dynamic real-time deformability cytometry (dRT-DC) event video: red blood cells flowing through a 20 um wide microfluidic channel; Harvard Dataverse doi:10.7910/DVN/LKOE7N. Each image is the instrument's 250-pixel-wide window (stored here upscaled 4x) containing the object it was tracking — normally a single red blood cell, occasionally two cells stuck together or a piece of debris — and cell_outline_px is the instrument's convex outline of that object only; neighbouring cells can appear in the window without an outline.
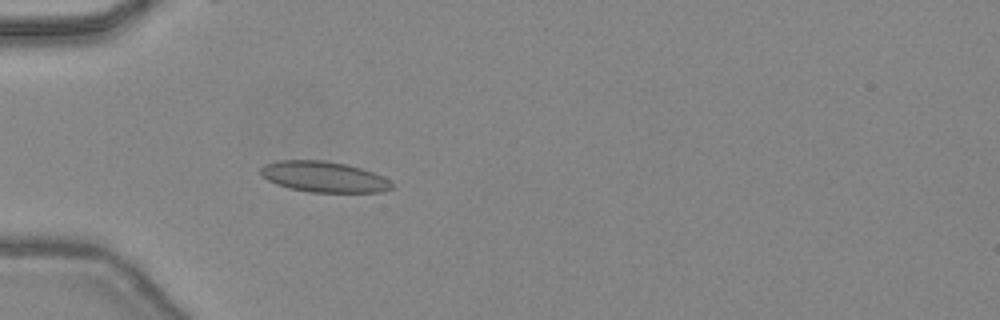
{"species": "common noctule bat (a hibernating species)", "species_latin": "Nyctalus noctula", "temperature_condition": "warm", "stored_images_in_passage": 47, "camera_frame_rate_fps": 3000, "um_per_image_px": 0.085, "animal": {"sex": "female", "body_mass_g": 24.6, "forearm_length_mm": 56.2}, "frame": {"image": 1, "passage_image": 16, "time_ms": 5.0, "image_size_px": [1000, 320], "cell_outline_px": [[392, 188], [380, 192], [308, 192], [288, 188], [276, 184], [268, 180], [260, 172], [260, 168], [264, 164], [280, 160], [324, 160], [348, 164], [372, 172], [388, 180], [392, 184]], "centroid_in_image_um": [27.49, 15.02], "position_along_channel_um": 57.5, "area_um2": 23.41}}
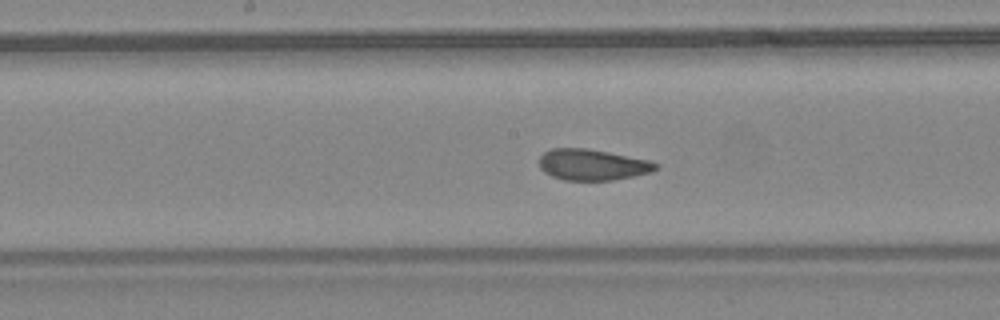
{"frame": {"image": 2, "passage_image": 26, "time_ms": 8.333, "image_size_px": [1000, 320], "cell_outline_px": [[660, 168], [652, 172], [612, 180], [564, 180], [552, 176], [544, 172], [540, 168], [540, 156], [544, 152], [552, 148], [588, 148], [652, 160], [660, 164]], "centroid_in_image_um": [50.41, 13.99], "position_along_channel_um": 197.8, "area_um2": 21.33}}
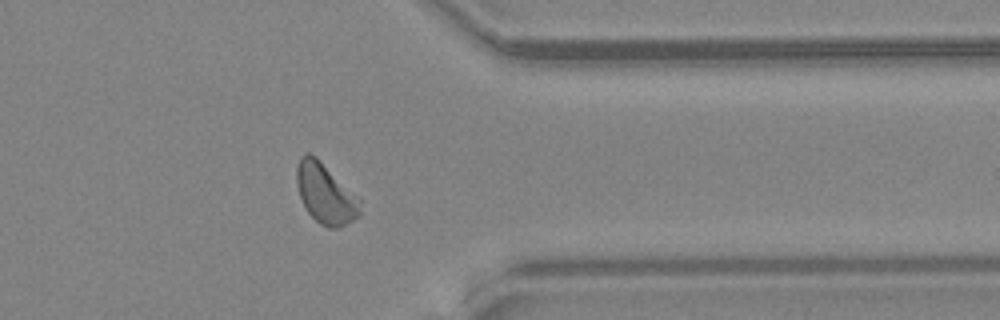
{"frame": {"image": 3, "passage_image": 39, "time_ms": 12.667, "image_size_px": [1000, 320], "cell_outline_px": [[360, 216], [340, 228], [328, 228], [320, 224], [308, 212], [300, 196], [296, 184], [296, 164], [300, 156], [304, 152], [308, 152], [316, 156], [360, 200]], "centroid_in_image_um": [27.63, 16.45], "position_along_channel_um": 383.8, "area_um2": 22.14}, "authors_computed_cell_mechanics": {"area_um2": 21.7328, "velocity_mm_per_s": 4.4674, "shape_relaxation_time_tau1_ms": null, "shape_relaxation_time_tau2_ms": 0.8941, "deformation_change_tau1": null, "deformation_change_tau2": 0.0691}}